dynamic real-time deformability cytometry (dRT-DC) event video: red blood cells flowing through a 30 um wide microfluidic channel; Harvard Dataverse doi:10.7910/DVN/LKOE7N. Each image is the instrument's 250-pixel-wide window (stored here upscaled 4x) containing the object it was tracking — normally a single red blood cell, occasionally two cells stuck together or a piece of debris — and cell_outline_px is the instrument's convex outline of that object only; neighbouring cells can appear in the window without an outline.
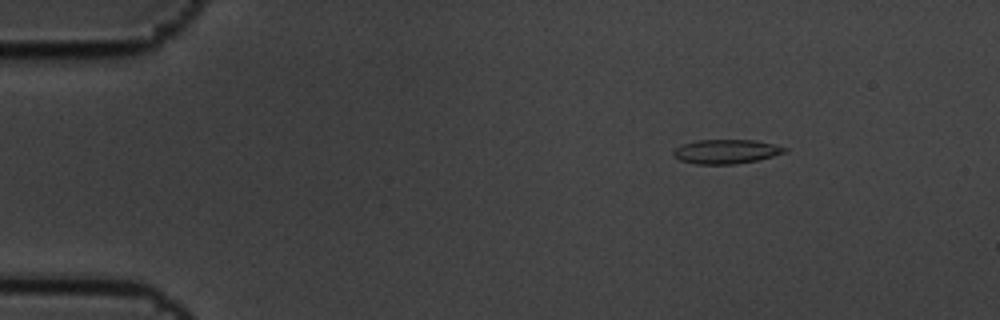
{"species": "common noctule bat (a hibernating species)", "species_latin": "Nyctalus noctula", "temperature_condition": "cold", "stored_images_in_passage": 3, "camera_frame_rate_fps": 3000, "um_per_image_px": 0.085, "animal": {"sex": "male", "body_mass_g": 19.5, "forearm_length_mm": 54.6}, "frame": {"image": 1, "passage_image": 1, "time_ms": 0.0, "image_size_px": [1000, 320], "cell_outline_px": [[788, 152], [756, 160], [736, 164], [696, 164], [680, 160], [672, 152], [676, 148], [684, 144], [696, 140], [756, 140], [788, 148]], "centroid_in_image_um": [61.75, 12.88], "position_along_channel_um": 23.3, "area_um2": 15.55}}
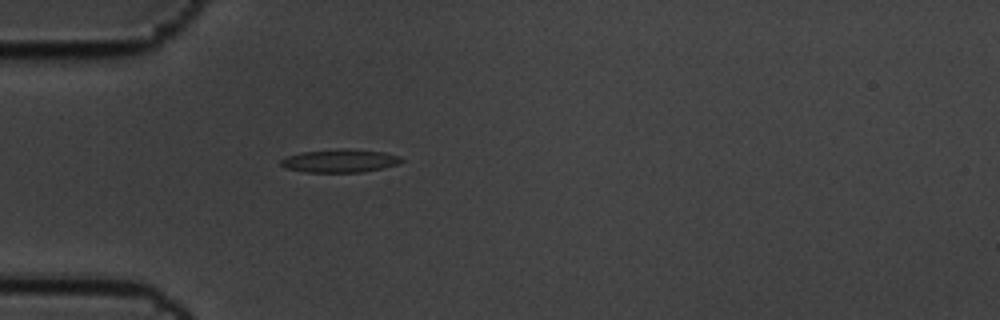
{"frame": {"image": 2, "passage_image": 3, "time_ms": 0.667, "image_size_px": [1000, 320], "cell_outline_px": [[404, 160], [396, 164], [384, 168], [360, 172], [304, 172], [284, 168], [280, 164], [280, 160], [288, 156], [300, 152], [344, 148], [384, 152], [400, 156]], "centroid_in_image_um": [28.87, 13.67], "position_along_channel_um": 56.1, "area_um2": 16.3}}